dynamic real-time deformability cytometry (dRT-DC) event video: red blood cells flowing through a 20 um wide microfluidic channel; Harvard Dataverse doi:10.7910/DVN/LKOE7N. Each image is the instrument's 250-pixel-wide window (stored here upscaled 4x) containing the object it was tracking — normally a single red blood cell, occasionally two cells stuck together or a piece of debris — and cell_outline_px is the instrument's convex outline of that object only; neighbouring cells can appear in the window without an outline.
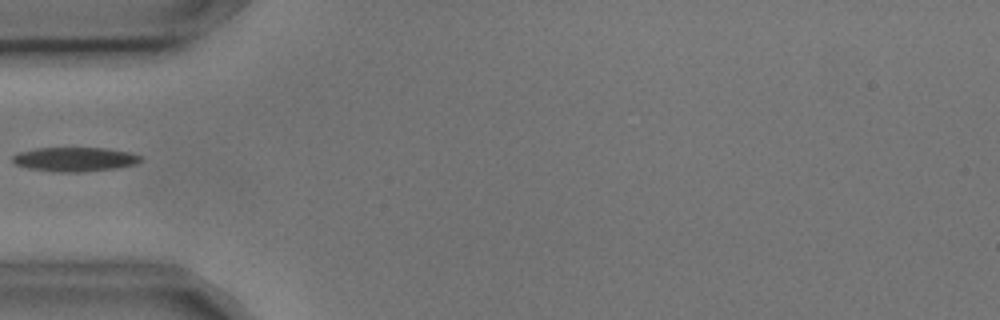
{"species": "common noctule bat (a hibernating species)", "species_latin": "Nyctalus noctula", "temperature_condition": "cold", "stored_images_in_passage": 6, "camera_frame_rate_fps": 3000, "um_per_image_px": 0.085, "animal": {"sex": "male", "body_mass_g": 17.9, "forearm_length_mm": 54.2}, "frame": {"image": 1, "passage_image": 5, "time_ms": 1.333, "image_size_px": [1000, 320], "cell_outline_px": [[144, 160], [136, 164], [116, 168], [76, 172], [60, 172], [28, 168], [16, 164], [12, 160], [12, 156], [20, 152], [36, 148], [104, 148], [132, 152], [140, 156]], "centroid_in_image_um": [6.4, 13.53], "position_along_channel_um": 78.6, "area_um2": 17.98}}